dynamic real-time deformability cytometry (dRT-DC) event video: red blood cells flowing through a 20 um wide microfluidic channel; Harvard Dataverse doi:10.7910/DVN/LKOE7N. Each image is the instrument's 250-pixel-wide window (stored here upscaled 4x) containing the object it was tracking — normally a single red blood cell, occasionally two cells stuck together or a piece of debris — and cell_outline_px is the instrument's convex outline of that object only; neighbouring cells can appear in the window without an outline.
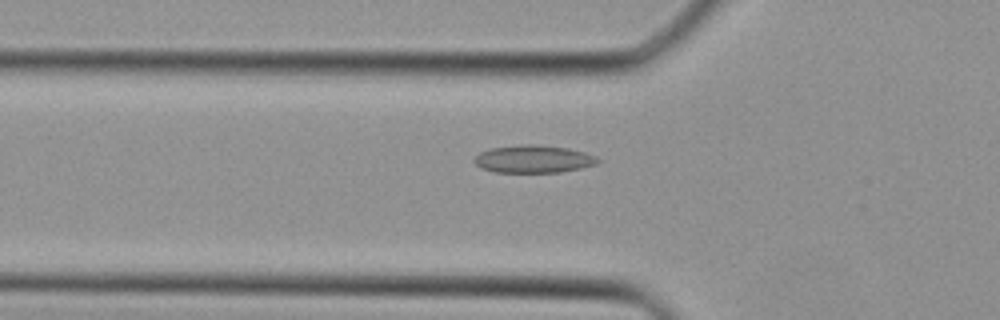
{"species": "Egyptian fruit bat (a non-hibernating species)", "species_latin": "Rousettus aegyptiacus", "temperature_condition": "cold", "stored_images_in_passage": 39, "camera_frame_rate_fps": 3000, "um_per_image_px": 0.085, "animal": {"sex": "female"}, "frame": {"image": 1, "passage_image": 13, "time_ms": 4.0, "image_size_px": [1000, 320], "cell_outline_px": [[600, 160], [596, 164], [580, 168], [560, 172], [496, 172], [480, 168], [472, 160], [480, 152], [488, 148], [524, 144], [532, 144], [568, 148], [584, 152], [596, 156]], "centroid_in_image_um": [45.31, 13.51], "position_along_channel_um": 80.5, "area_um2": 19.88}}
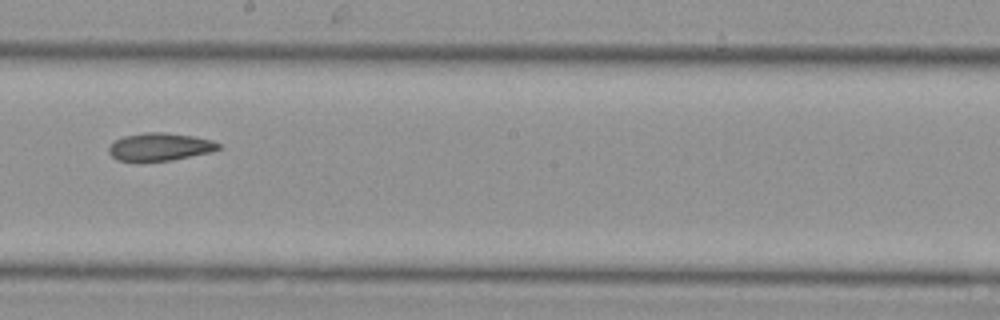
{"frame": {"image": 2, "passage_image": 22, "time_ms": 7.0, "image_size_px": [1000, 320], "cell_outline_px": [[220, 148], [212, 152], [172, 160], [144, 164], [136, 164], [116, 160], [108, 152], [108, 148], [116, 140], [124, 136], [144, 132], [160, 132], [192, 136], [212, 140], [220, 144]], "centroid_in_image_um": [13.53, 12.53], "position_along_channel_um": 234.7, "area_um2": 18.38}}
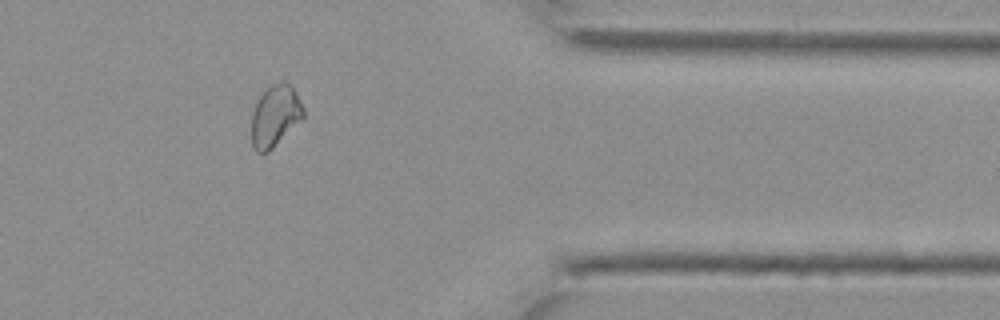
{"frame": {"image": 3, "passage_image": 32, "time_ms": 10.333, "image_size_px": [1000, 320], "cell_outline_px": [[304, 116], [268, 152], [256, 152], [252, 148], [252, 112], [260, 96], [272, 84], [292, 84], [304, 108]], "centroid_in_image_um": [23.38, 9.87], "position_along_channel_um": 388.0, "area_um2": 18.09}}